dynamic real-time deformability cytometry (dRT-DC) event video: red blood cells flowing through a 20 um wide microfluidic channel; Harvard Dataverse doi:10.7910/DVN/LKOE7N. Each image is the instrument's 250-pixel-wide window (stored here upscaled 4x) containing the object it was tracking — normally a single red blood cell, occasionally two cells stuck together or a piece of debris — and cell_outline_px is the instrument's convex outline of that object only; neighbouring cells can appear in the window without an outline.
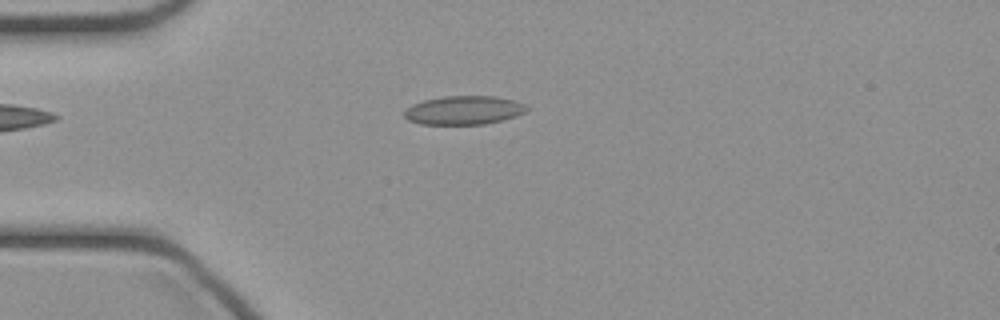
{"species": "common noctule bat (a hibernating species)", "species_latin": "Nyctalus noctula", "temperature_condition": "cold", "stored_images_in_passage": 25, "camera_frame_rate_fps": 3000, "um_per_image_px": 0.085, "animal": {"sex": "female", "body_mass_g": 21.9}, "frame": {"image": 1, "passage_image": 3, "time_ms": 0.667, "image_size_px": [1000, 320], "cell_outline_px": [[528, 108], [524, 112], [516, 116], [484, 124], [420, 124], [408, 120], [404, 116], [404, 112], [412, 104], [424, 100], [444, 96], [496, 96], [516, 100], [524, 104]], "centroid_in_image_um": [39.42, 9.36], "position_along_channel_um": 45.6, "area_um2": 20.4}}
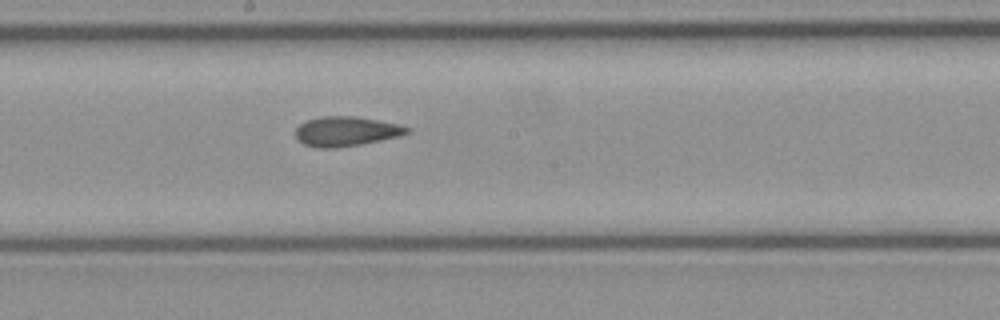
{"frame": {"image": 2, "passage_image": 16, "time_ms": 5.0, "image_size_px": [1000, 320], "cell_outline_px": [[412, 132], [400, 136], [360, 144], [336, 148], [316, 148], [304, 144], [296, 140], [296, 128], [304, 120], [320, 116], [352, 116], [400, 124], [408, 128]], "centroid_in_image_um": [29.38, 11.16], "position_along_channel_um": 218.8, "area_um2": 19.36}}
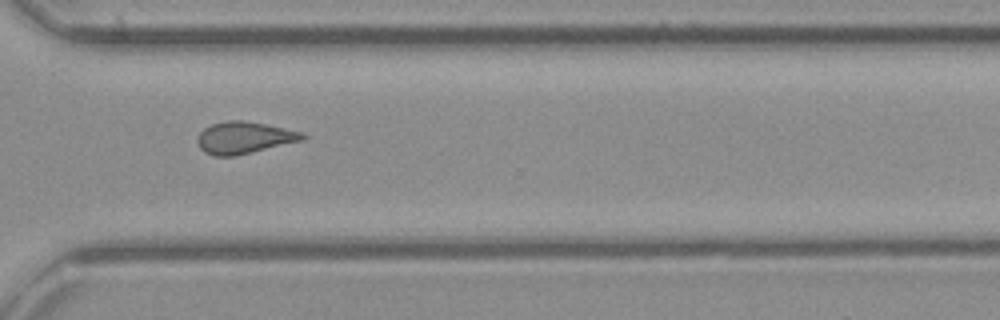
{"frame": {"image": 3, "passage_image": 25, "time_ms": 8.0, "image_size_px": [1000, 320], "cell_outline_px": [[308, 136], [304, 140], [232, 156], [216, 156], [204, 152], [200, 148], [196, 140], [200, 132], [204, 128], [212, 124], [228, 120], [240, 120], [264, 124], [304, 132]], "centroid_in_image_um": [20.75, 11.7], "position_along_channel_um": 349.8, "area_um2": 19.36}}